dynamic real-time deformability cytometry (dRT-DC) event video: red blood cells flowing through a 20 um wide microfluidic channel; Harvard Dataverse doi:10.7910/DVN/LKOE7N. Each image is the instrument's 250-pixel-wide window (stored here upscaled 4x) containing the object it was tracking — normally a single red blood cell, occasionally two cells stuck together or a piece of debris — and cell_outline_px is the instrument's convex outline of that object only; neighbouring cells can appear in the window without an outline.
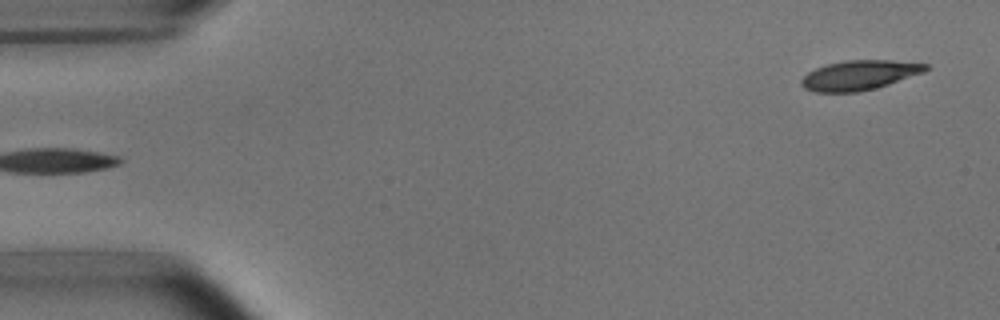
{"species": "common noctule bat (a hibernating species)", "species_latin": "Nyctalus noctula", "temperature_condition": "room temperature", "stored_images_in_passage": 5, "segment_of_instrument_passage": [2, 2], "camera_frame_rate_fps": 3000, "um_per_image_px": 0.085, "animal": {"sex": "male", "body_mass_g": 15.6}, "frame": {"image": 1, "passage_image": 5, "time_ms": 4.667, "image_size_px": [1000, 320], "cell_outline_px": [[928, 68], [924, 72], [876, 88], [856, 92], [816, 92], [804, 88], [800, 84], [800, 80], [808, 72], [816, 68], [828, 64], [844, 60], [892, 60], [928, 64]], "centroid_in_image_um": [73.03, 6.39], "position_along_channel_um": 12.0, "area_um2": 21.39}}